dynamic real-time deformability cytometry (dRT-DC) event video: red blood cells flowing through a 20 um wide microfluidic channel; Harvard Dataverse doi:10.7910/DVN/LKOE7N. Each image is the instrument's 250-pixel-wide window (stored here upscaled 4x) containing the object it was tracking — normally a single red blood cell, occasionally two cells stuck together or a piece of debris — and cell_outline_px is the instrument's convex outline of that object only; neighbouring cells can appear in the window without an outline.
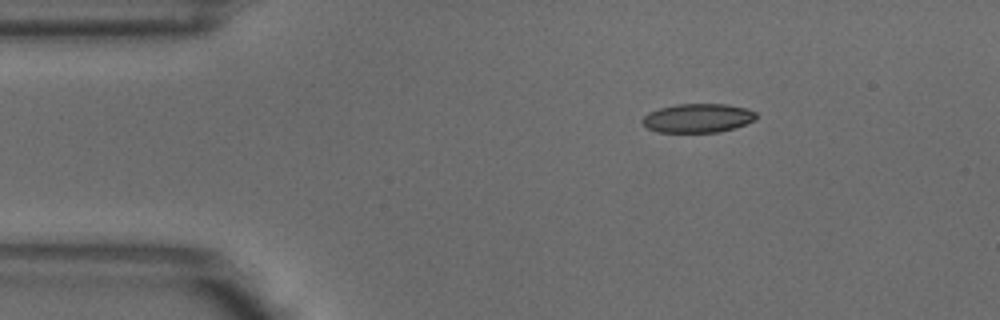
{"species": "common noctule bat (a hibernating species)", "species_latin": "Nyctalus noctula", "temperature_condition": "warm", "stored_images_in_passage": 5, "camera_frame_rate_fps": 3000, "um_per_image_px": 0.085, "animal": {"sex": "male", "body_mass_g": 18.8}, "frame": {"image": 1, "passage_image": 1, "time_ms": 0.0, "image_size_px": [1000, 320], "cell_outline_px": [[756, 120], [720, 132], [656, 132], [648, 128], [640, 120], [648, 112], [660, 108], [676, 104], [728, 104], [748, 108], [756, 112]], "centroid_in_image_um": [59.31, 10.03], "position_along_channel_um": 25.7, "area_um2": 19.25}}
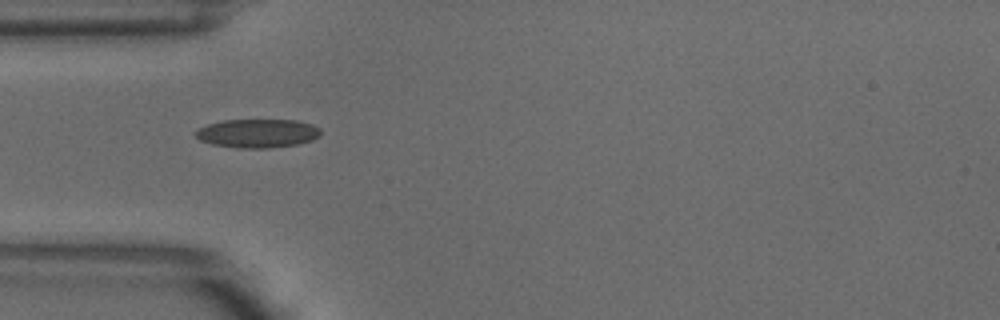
{"frame": {"image": 2, "passage_image": 3, "time_ms": 0.667, "image_size_px": [1000, 320], "cell_outline_px": [[320, 136], [312, 140], [300, 144], [268, 148], [240, 148], [212, 144], [200, 140], [192, 132], [196, 128], [208, 124], [224, 120], [296, 120], [312, 124], [320, 128]], "centroid_in_image_um": [21.88, 11.33], "position_along_channel_um": 63.1, "area_um2": 21.1}}
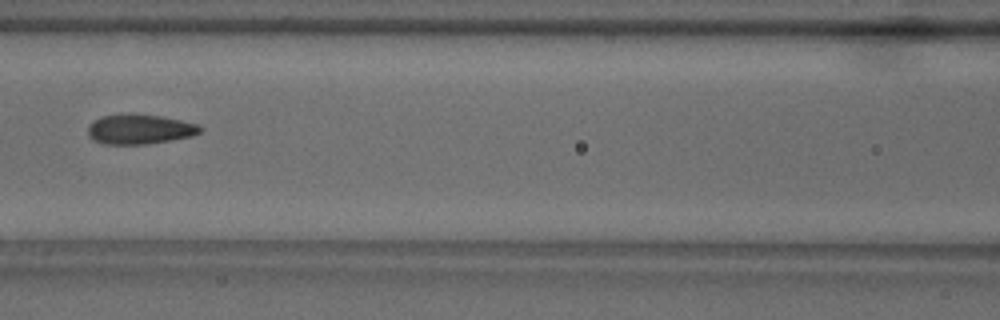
{"frame": {"image": 3, "passage_image": 5, "time_ms": 1.333, "image_size_px": [1000, 320], "cell_outline_px": [[204, 128], [200, 132], [192, 136], [172, 140], [148, 144], [104, 144], [92, 140], [88, 136], [88, 124], [100, 116], [128, 112], [132, 112], [160, 116], [200, 124]], "centroid_in_image_um": [11.85, 10.96], "position_along_channel_um": 154.7, "area_um2": 20.06}}